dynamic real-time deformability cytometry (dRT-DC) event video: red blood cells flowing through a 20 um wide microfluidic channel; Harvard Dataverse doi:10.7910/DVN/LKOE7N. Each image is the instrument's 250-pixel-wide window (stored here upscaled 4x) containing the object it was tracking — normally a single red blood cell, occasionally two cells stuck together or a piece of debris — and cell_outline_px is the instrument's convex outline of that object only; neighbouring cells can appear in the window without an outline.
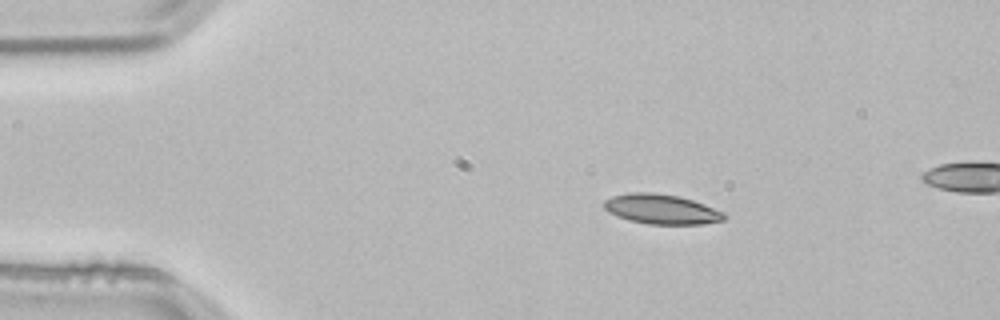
{"species": "common noctule bat (a hibernating species)", "species_latin": "Nyctalus noctula", "temperature_condition": "room temperature", "stored_images_in_passage": 50, "segment_of_instrument_passage": [1, 2], "camera_frame_rate_fps": 3000, "um_per_image_px": 0.085, "animal": {"sex": "male", "body_mass_g": 21.5, "forearm_length_mm": 52.0}, "frame": {"image": 1, "passage_image": 5, "time_ms": 1.333, "image_size_px": [1000, 320], "cell_outline_px": [[728, 216], [724, 220], [700, 224], [648, 224], [628, 220], [616, 216], [608, 212], [604, 208], [604, 200], [612, 196], [628, 192], [656, 192], [680, 196], [704, 204], [724, 212]], "centroid_in_image_um": [56.21, 17.77], "position_along_channel_um": 28.8, "area_um2": 21.1}}
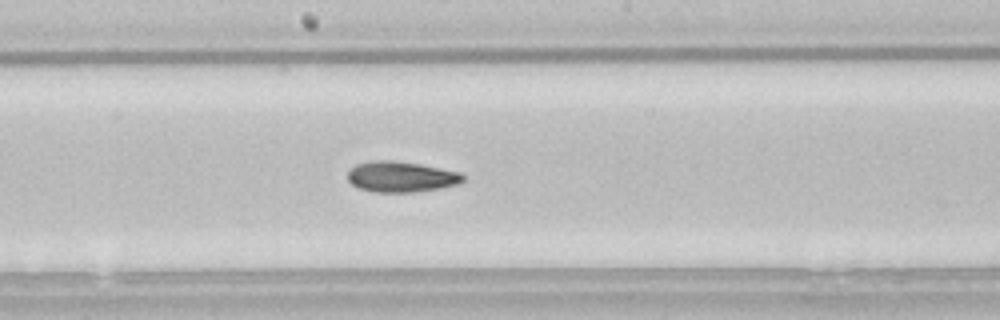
{"frame": {"image": 2, "passage_image": 24, "time_ms": 7.667, "image_size_px": [1000, 320], "cell_outline_px": [[464, 180], [456, 184], [440, 188], [412, 192], [376, 192], [360, 188], [352, 184], [348, 180], [348, 172], [356, 164], [376, 160], [392, 160], [420, 164], [460, 172], [464, 176]], "centroid_in_image_um": [34.09, 15.02], "position_along_channel_um": 214.1, "area_um2": 20.4}}
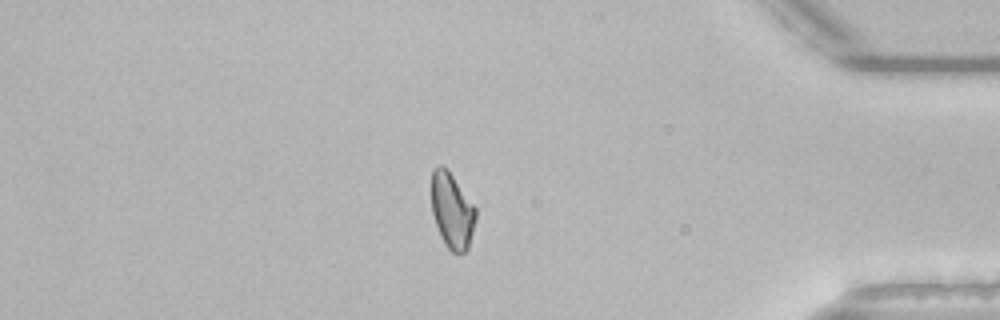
{"frame": {"image": 3, "passage_image": 41, "time_ms": 13.333, "image_size_px": [1000, 320], "cell_outline_px": [[476, 220], [468, 248], [464, 252], [456, 256], [444, 244], [440, 236], [432, 212], [432, 168], [440, 164], [448, 168], [476, 208]], "centroid_in_image_um": [38.42, 17.91], "position_along_channel_um": 396.8, "area_um2": 19.77}}